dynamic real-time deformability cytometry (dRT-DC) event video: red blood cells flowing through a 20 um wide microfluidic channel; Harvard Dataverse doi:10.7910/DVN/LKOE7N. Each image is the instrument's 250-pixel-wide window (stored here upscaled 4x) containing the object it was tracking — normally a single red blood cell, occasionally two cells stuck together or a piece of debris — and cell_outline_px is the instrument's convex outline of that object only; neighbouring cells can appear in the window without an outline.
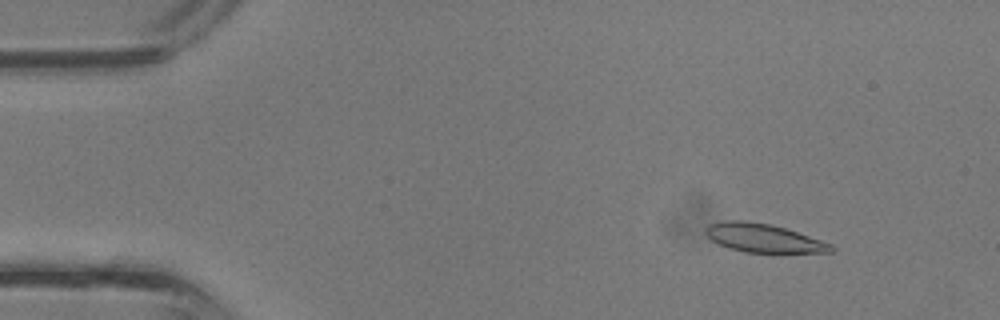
{"species": "common noctule bat (a hibernating species)", "species_latin": "Nyctalus noctula", "temperature_condition": "room temperature", "stored_images_in_passage": 38, "camera_frame_rate_fps": 3000, "um_per_image_px": 0.085, "animal": {"sex": "male", "body_mass_g": 13.3}, "frame": {"image": 1, "passage_image": 5, "time_ms": 1.333, "image_size_px": [1000, 320], "cell_outline_px": [[836, 248], [832, 252], [744, 252], [728, 248], [712, 240], [704, 232], [704, 228], [708, 224], [724, 220], [744, 220], [772, 224], [832, 244]], "centroid_in_image_um": [64.84, 20.22], "position_along_channel_um": 20.2, "area_um2": 20.75}}
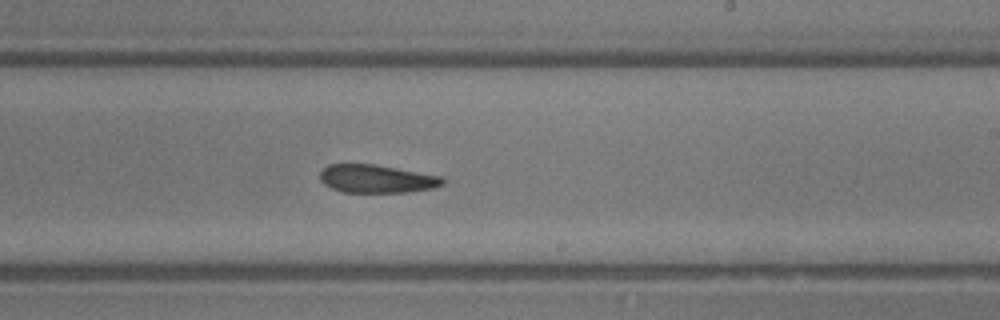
{"frame": {"image": 2, "passage_image": 23, "time_ms": 7.333, "image_size_px": [1000, 320], "cell_outline_px": [[444, 184], [432, 188], [408, 192], [344, 192], [332, 188], [324, 184], [320, 180], [320, 172], [328, 164], [376, 164], [444, 176]], "centroid_in_image_um": [32.04, 15.19], "position_along_channel_um": 257.0, "area_um2": 20.23}}
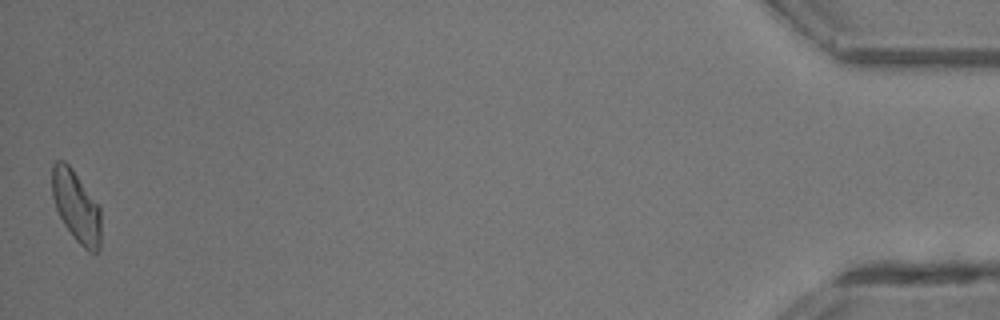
{"frame": {"image": 3, "passage_image": 38, "time_ms": 12.333, "image_size_px": [1000, 320], "cell_outline_px": [[100, 248], [96, 252], [88, 252], [72, 236], [64, 224], [56, 208], [52, 196], [52, 164], [56, 160], [64, 160], [72, 168], [100, 204]], "centroid_in_image_um": [6.49, 17.52], "position_along_channel_um": 428.7, "area_um2": 20.58}}